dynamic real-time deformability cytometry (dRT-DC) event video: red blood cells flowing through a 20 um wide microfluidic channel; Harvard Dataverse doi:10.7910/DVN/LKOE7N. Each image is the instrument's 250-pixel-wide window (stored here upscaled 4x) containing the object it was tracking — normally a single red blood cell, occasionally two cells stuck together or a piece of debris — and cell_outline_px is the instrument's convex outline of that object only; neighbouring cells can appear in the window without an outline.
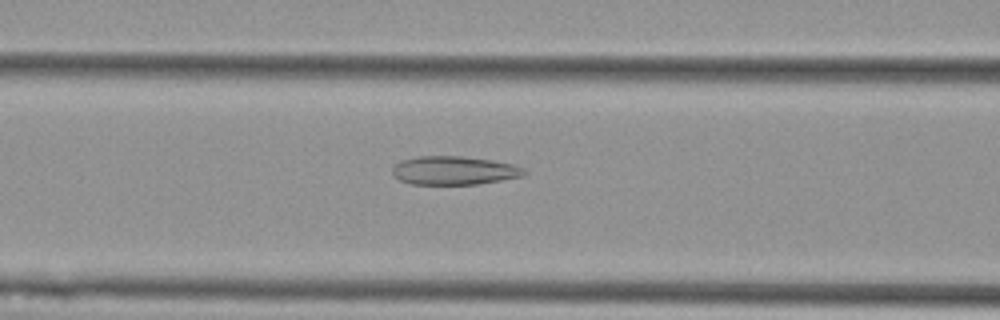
{"species": "Egyptian fruit bat (a non-hibernating species)", "species_latin": "Rousettus aegyptiacus", "temperature_condition": "cold", "stored_images_in_passage": 55, "camera_frame_rate_fps": 3000, "um_per_image_px": 0.085, "animal": {"sex": "female"}, "frame": {"image": 1, "passage_image": 23, "time_ms": 7.333, "image_size_px": [1000, 320], "cell_outline_px": [[528, 172], [524, 176], [476, 184], [412, 184], [400, 180], [392, 176], [392, 168], [400, 160], [416, 156], [460, 156], [492, 160], [512, 164], [524, 168]], "centroid_in_image_um": [38.58, 14.48], "position_along_channel_um": 128.0, "area_um2": 22.02}}
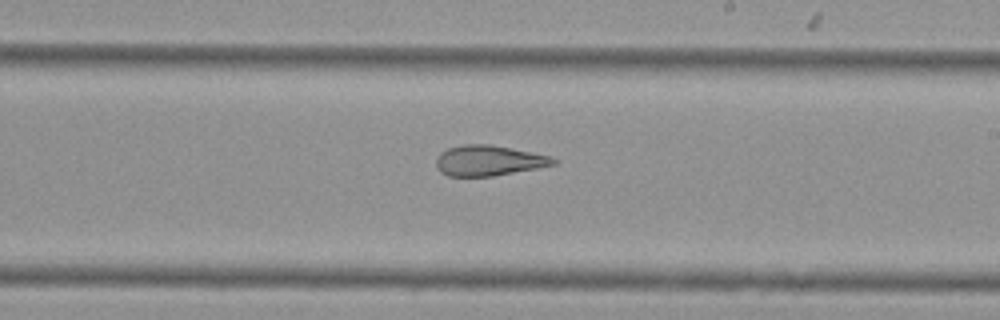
{"frame": {"image": 2, "passage_image": 33, "time_ms": 10.667, "image_size_px": [1000, 320], "cell_outline_px": [[560, 160], [556, 164], [536, 168], [492, 176], [448, 176], [440, 172], [436, 168], [436, 156], [440, 152], [448, 148], [464, 144], [488, 144], [552, 156]], "centroid_in_image_um": [41.52, 13.65], "position_along_channel_um": 247.5, "area_um2": 20.81}}
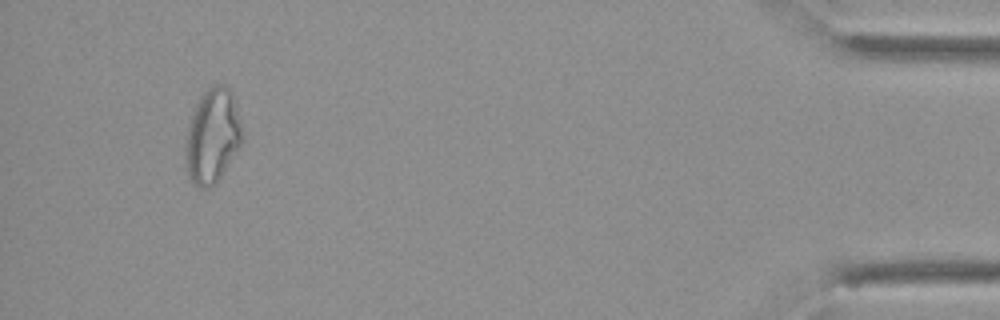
{"frame": {"image": 3, "passage_image": 53, "time_ms": 17.333, "image_size_px": [1000, 320], "cell_outline_px": [[244, 140], [220, 176], [208, 188], [200, 188], [192, 184], [188, 180], [188, 124], [196, 104], [200, 96], [212, 84], [224, 84], [232, 92], [240, 120], [244, 136]], "centroid_in_image_um": [18.1, 11.52], "position_along_channel_um": 417.1, "area_um2": 30.58}}